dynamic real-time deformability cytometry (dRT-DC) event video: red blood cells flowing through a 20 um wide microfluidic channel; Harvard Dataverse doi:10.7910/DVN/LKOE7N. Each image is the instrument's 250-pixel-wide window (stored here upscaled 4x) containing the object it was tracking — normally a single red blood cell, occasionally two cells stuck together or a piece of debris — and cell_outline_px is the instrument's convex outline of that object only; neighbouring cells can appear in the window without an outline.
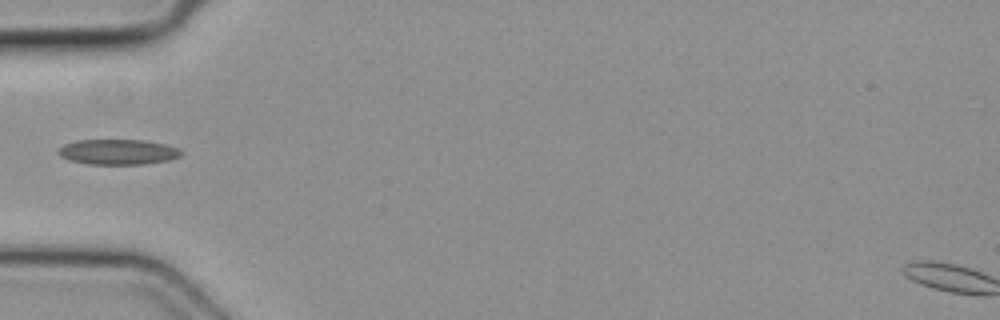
{"species": "common noctule bat (a hibernating species)", "species_latin": "Nyctalus noctula", "temperature_condition": "cold", "stored_images_in_passage": 2, "camera_frame_rate_fps": 3000, "um_per_image_px": 0.085, "animal": {"sex": "female", "body_mass_g": 19.3, "forearm_length_mm": 54.1}, "frame": {"image": 1, "passage_image": 2, "time_ms": 0.333, "image_size_px": [1000, 320], "cell_outline_px": [[184, 152], [180, 156], [168, 160], [144, 164], [88, 164], [68, 160], [60, 156], [56, 152], [64, 144], [76, 140], [144, 140], [164, 144], [176, 148]], "centroid_in_image_um": [9.99, 12.91], "position_along_channel_um": 75.0, "area_um2": 18.09}}